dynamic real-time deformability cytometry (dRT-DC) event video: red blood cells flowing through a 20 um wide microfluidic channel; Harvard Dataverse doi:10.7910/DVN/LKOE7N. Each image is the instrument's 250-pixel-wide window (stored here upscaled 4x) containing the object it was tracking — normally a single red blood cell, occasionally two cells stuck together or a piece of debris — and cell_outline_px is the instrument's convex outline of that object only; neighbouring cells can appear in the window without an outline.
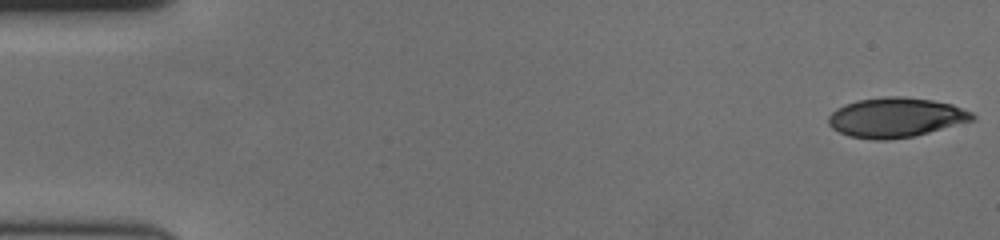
{"species": "human", "species_latin": "Homo sapiens", "temperature_condition": "cold", "stored_images_in_passage": 58, "camera_frame_rate_fps": 3000, "um_per_image_px": 0.085, "donor": {"sex": "female"}, "frame": {"image": 1, "passage_image": 1, "time_ms": 0.0, "image_size_px": [1000, 240], "cell_outline_px": [[976, 120], [912, 136], [884, 140], [872, 140], [848, 136], [832, 128], [828, 124], [828, 116], [836, 108], [844, 104], [856, 100], [884, 96], [904, 96], [932, 100], [952, 104], [972, 112], [976, 116]], "centroid_in_image_um": [76.13, 9.97], "position_along_channel_um": 8.9, "area_um2": 33.47}}
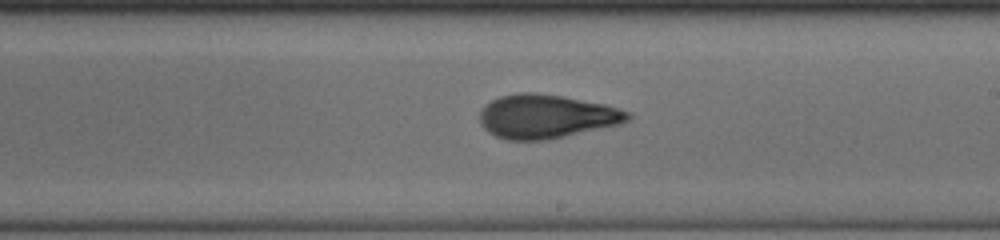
{"frame": {"image": 2, "passage_image": 34, "time_ms": 11.0, "image_size_px": [1000, 240], "cell_outline_px": [[632, 116], [628, 120], [620, 124], [564, 136], [544, 140], [504, 140], [488, 132], [484, 128], [480, 120], [480, 112], [492, 100], [500, 96], [516, 92], [536, 92], [564, 96], [604, 104], [620, 108], [632, 112]], "centroid_in_image_um": [46.46, 9.88], "position_along_channel_um": 242.5, "area_um2": 37.8}}
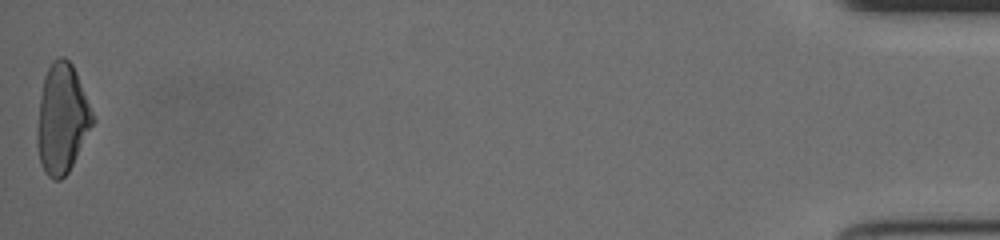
{"frame": {"image": 3, "passage_image": 58, "time_ms": 19.0, "image_size_px": [1000, 240], "cell_outline_px": [[96, 120], [68, 172], [60, 180], [52, 180], [44, 172], [40, 160], [36, 144], [36, 132], [40, 96], [44, 76], [52, 60], [60, 56], [64, 56], [72, 64], [76, 72]], "centroid_in_image_um": [5.26, 10.09], "position_along_channel_um": 429.9, "area_um2": 35.49}, "authors_computed_cell_mechanics": {"area_um2": 35.836, "velocity_mm_per_s": 3.5698, "shape_relaxation_time_tau1_ms": 5.4378, "shape_relaxation_time_tau2_ms": 1.7903, "deformation_change_tau1": 0.2212, "deformation_change_tau2": 0.0955}}